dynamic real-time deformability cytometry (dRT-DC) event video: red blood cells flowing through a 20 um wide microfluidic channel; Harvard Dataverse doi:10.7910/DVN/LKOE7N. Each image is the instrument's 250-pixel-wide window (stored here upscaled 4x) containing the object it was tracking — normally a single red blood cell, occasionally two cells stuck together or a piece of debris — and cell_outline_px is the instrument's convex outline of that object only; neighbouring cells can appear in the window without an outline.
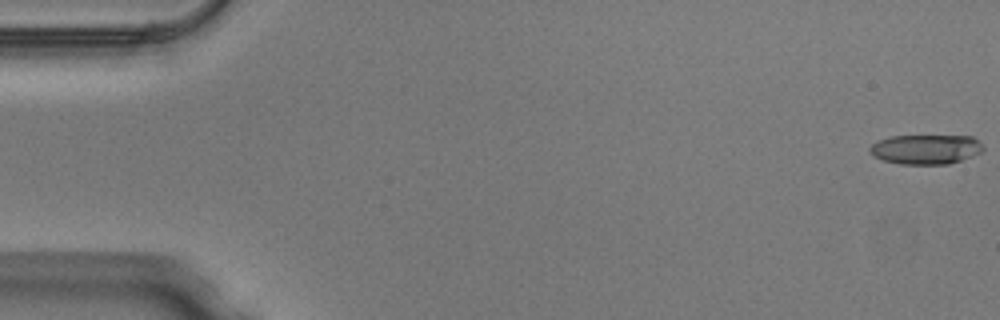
{"species": "Egyptian fruit bat (a non-hibernating species)", "species_latin": "Rousettus aegyptiacus", "temperature_condition": "warm", "stored_images_in_passage": 45, "camera_frame_rate_fps": 3000, "um_per_image_px": 0.085, "animal": {"sex": "male"}, "frame": {"image": 1, "passage_image": 1, "time_ms": 0.0, "image_size_px": [1000, 320], "cell_outline_px": [[984, 152], [948, 164], [900, 164], [884, 160], [872, 156], [868, 152], [868, 148], [872, 144], [880, 140], [892, 136], [972, 136], [984, 148]], "centroid_in_image_um": [78.67, 12.69], "position_along_channel_um": 6.3, "area_um2": 19.54}}
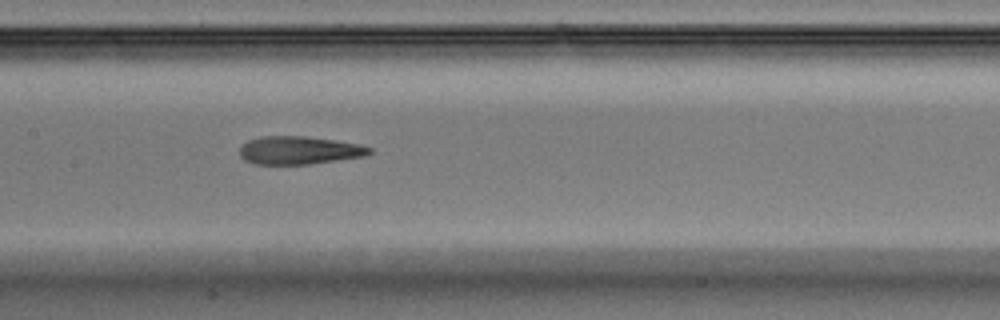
{"frame": {"image": 2, "passage_image": 25, "time_ms": 8.0, "image_size_px": [1000, 320], "cell_outline_px": [[372, 152], [364, 156], [312, 164], [256, 164], [244, 160], [240, 156], [240, 148], [248, 140], [264, 136], [304, 136], [336, 140], [360, 144], [372, 148]], "centroid_in_image_um": [25.44, 12.77], "position_along_channel_um": 182.0, "area_um2": 21.21}}
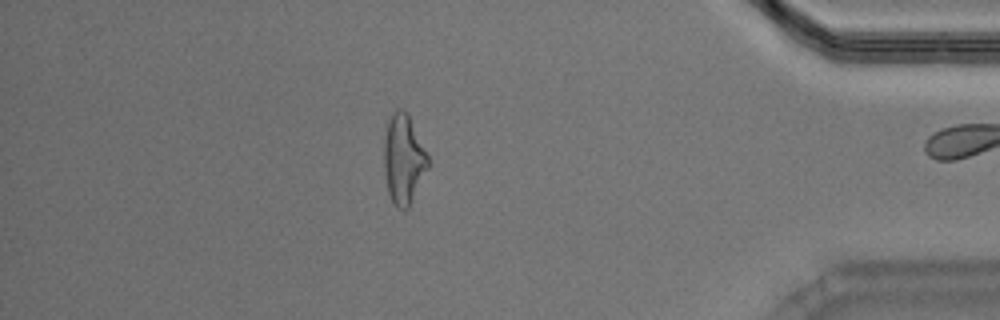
{"frame": {"image": 3, "passage_image": 44, "time_ms": 14.333, "image_size_px": [1000, 320], "cell_outline_px": [[428, 168], [408, 208], [400, 208], [392, 204], [388, 192], [384, 172], [384, 136], [388, 116], [396, 108], [404, 108], [408, 112], [428, 156]], "centroid_in_image_um": [34.27, 13.47], "position_along_channel_um": 400.9, "area_um2": 23.18}, "authors_computed_cell_mechanics": {"area_um2": 21.6172, "velocity_mm_per_s": 4.0644, "shape_relaxation_time_tau1_ms": 4.6283, "shape_relaxation_time_tau2_ms": 3.2342, "deformation_change_tau1": 0.1912, "deformation_change_tau2": 0.1423}}